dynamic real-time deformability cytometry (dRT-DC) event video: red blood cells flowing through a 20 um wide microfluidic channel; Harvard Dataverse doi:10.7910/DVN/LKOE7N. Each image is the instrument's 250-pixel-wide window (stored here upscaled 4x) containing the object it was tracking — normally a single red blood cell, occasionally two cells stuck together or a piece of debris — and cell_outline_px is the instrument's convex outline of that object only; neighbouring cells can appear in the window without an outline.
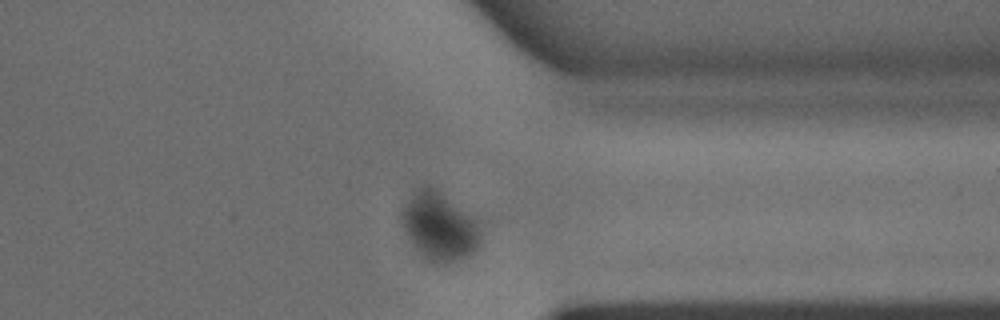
{"species": "common noctule bat (a hibernating species)", "species_latin": "Nyctalus noctula", "temperature_condition": "warm", "stored_images_in_passage": 27, "camera_frame_rate_fps": 3000, "um_per_image_px": 0.085, "animal": {"sex": "male", "body_mass_g": 15.6}, "frame": {"image": 1, "passage_image": 24, "time_ms": 7.667, "image_size_px": [1000, 320], "cell_outline_px": [[480, 244], [468, 256], [456, 264], [432, 264], [424, 260], [420, 256], [412, 244], [404, 228], [400, 216], [400, 212], [412, 192], [420, 184], [428, 184], [436, 188], [468, 216], [476, 224], [480, 236]], "centroid_in_image_um": [37.26, 19.3], "position_along_channel_um": 374.1, "area_um2": 31.27}}